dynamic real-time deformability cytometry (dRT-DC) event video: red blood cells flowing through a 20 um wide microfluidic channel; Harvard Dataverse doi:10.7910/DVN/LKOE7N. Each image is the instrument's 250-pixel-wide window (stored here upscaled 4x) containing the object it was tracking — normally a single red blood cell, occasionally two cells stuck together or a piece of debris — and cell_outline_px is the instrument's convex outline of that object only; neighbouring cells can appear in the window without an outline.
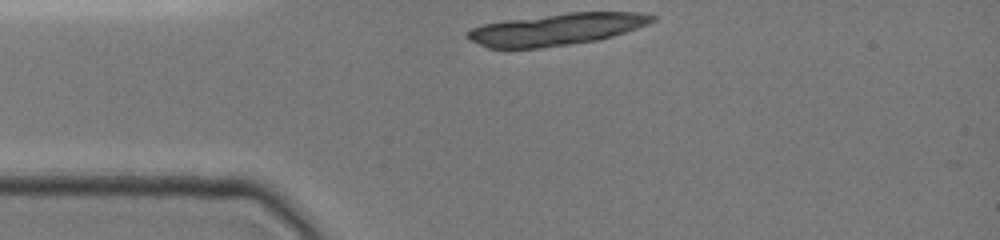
{"species": "common noctule bat (a hibernating species)", "species_latin": "Nyctalus noctula", "temperature_condition": "cold", "stored_images_in_passage": 20, "camera_frame_rate_fps": 3000, "um_per_image_px": 0.085, "animal": {"sex": "female", "body_mass_g": 19.0, "forearm_length_mm": 51.5}, "frame": {"image": 1, "passage_image": 1, "time_ms": 0.0, "image_size_px": [1000, 240], "cell_outline_px": [[656, 20], [648, 24], [612, 36], [596, 40], [540, 48], [488, 48], [464, 36], [464, 32], [472, 28], [484, 24], [508, 20], [568, 12], [640, 12], [656, 16]], "centroid_in_image_um": [47.3, 2.48], "position_along_channel_um": 37.7, "area_um2": 33.99}}
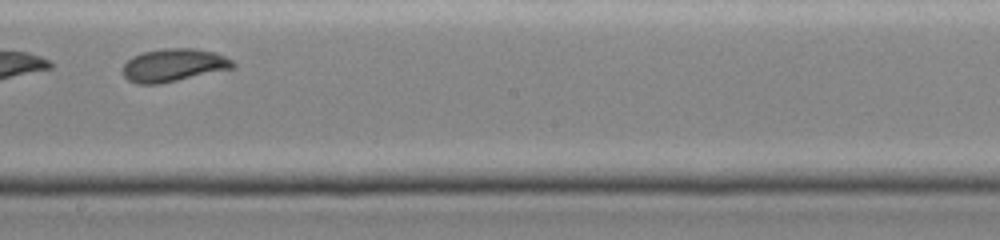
{"frame": {"image": 2, "passage_image": 12, "time_ms": 5.667, "image_size_px": [1000, 240], "cell_outline_px": [[236, 68], [160, 84], [136, 84], [128, 80], [124, 76], [124, 64], [132, 56], [144, 52], [164, 48], [192, 48], [216, 52], [232, 60], [236, 64]], "centroid_in_image_um": [14.8, 5.54], "position_along_channel_um": 233.4, "area_um2": 21.27}}